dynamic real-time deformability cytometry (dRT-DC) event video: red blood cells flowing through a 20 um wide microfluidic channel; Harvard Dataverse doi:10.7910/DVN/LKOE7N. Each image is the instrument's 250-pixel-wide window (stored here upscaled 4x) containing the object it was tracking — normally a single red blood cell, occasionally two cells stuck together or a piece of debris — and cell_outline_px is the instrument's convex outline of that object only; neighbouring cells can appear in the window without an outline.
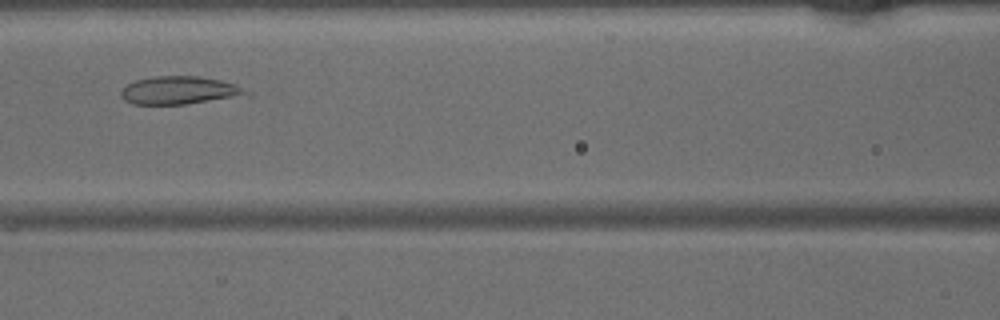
{"species": "common noctule bat (a hibernating species)", "species_latin": "Nyctalus noctula", "temperature_condition": "warm", "stored_images_in_passage": 39, "camera_frame_rate_fps": 3000, "um_per_image_px": 0.085, "animal": {"sex": "male", "body_mass_g": 15.6}, "frame": {"image": 1, "passage_image": 13, "time_ms": 4.0, "image_size_px": [1000, 320], "cell_outline_px": [[252, 96], [184, 104], [132, 104], [124, 100], [120, 96], [120, 92], [128, 84], [136, 80], [156, 76], [196, 76], [220, 80], [232, 84], [252, 92]], "centroid_in_image_um": [15.31, 7.69], "position_along_channel_um": 151.3, "area_um2": 20.52}}
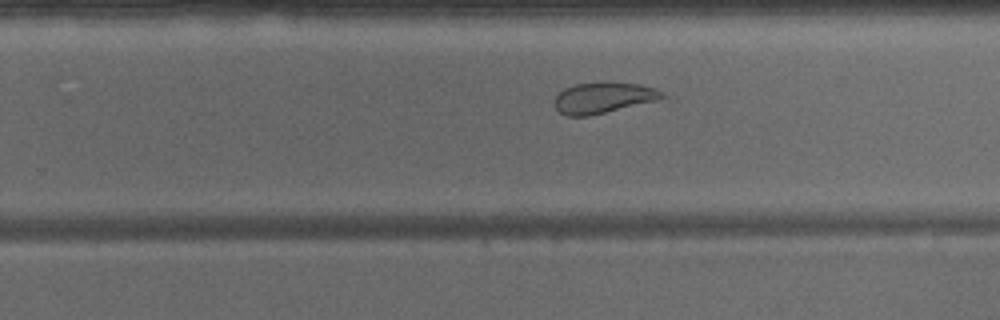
{"frame": {"image": 2, "passage_image": 22, "time_ms": 7.0, "image_size_px": [1000, 320], "cell_outline_px": [[668, 96], [656, 100], [588, 116], [568, 116], [560, 112], [556, 108], [552, 100], [564, 88], [576, 84], [640, 84], [656, 88]], "centroid_in_image_um": [51.25, 8.33], "position_along_channel_um": 278.5, "area_um2": 18.73}}
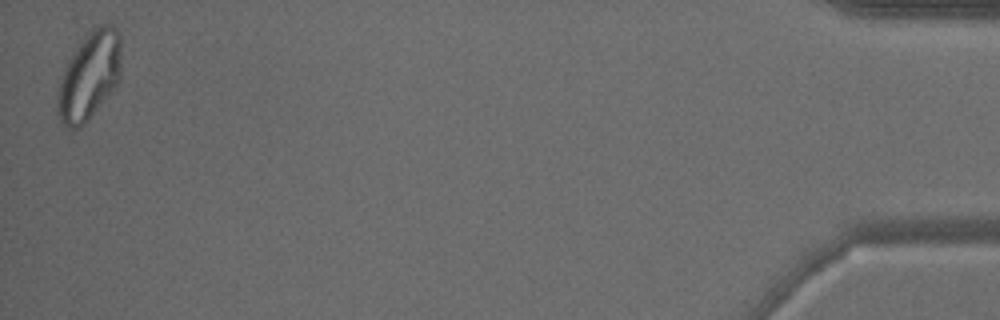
{"frame": {"image": 3, "passage_image": 39, "time_ms": 12.667, "image_size_px": [1000, 320], "cell_outline_px": [[120, 80], [88, 120], [80, 128], [72, 132], [60, 120], [56, 112], [56, 96], [60, 80], [64, 68], [72, 52], [88, 32], [100, 24], [112, 24], [120, 32]], "centroid_in_image_um": [7.57, 6.46], "position_along_channel_um": 427.6, "area_um2": 32.95}}